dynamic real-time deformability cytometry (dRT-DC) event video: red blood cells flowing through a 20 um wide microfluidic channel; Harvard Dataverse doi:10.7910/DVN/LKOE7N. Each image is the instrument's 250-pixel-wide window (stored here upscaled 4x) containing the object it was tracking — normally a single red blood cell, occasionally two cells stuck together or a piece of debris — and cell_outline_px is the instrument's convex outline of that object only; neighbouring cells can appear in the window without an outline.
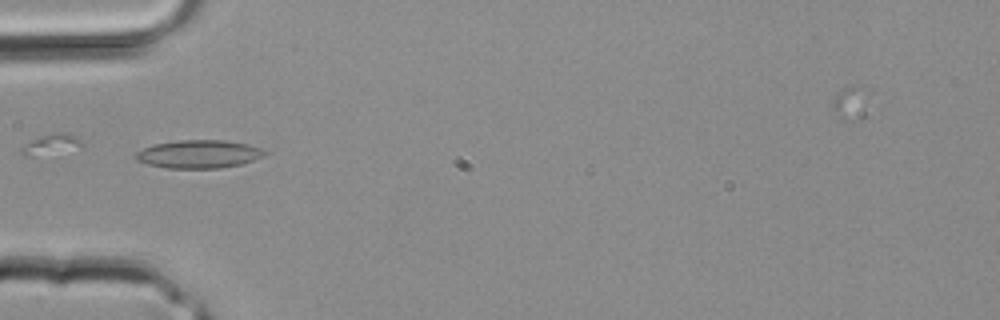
{"species": "common noctule bat (a hibernating species)", "species_latin": "Nyctalus noctula", "temperature_condition": "room temperature", "stored_images_in_passage": 3, "camera_frame_rate_fps": 3000, "um_per_image_px": 0.085, "animal": {"sex": "male", "body_mass_g": 20.4}, "frame": {"image": 1, "passage_image": 2, "time_ms": 0.333, "image_size_px": [1000, 320], "cell_outline_px": [[268, 152], [264, 156], [240, 164], [220, 168], [164, 168], [148, 164], [136, 160], [136, 152], [152, 144], [180, 140], [224, 140], [248, 144], [260, 148]], "centroid_in_image_um": [16.89, 13.09], "position_along_channel_um": 68.1, "area_um2": 21.1}}